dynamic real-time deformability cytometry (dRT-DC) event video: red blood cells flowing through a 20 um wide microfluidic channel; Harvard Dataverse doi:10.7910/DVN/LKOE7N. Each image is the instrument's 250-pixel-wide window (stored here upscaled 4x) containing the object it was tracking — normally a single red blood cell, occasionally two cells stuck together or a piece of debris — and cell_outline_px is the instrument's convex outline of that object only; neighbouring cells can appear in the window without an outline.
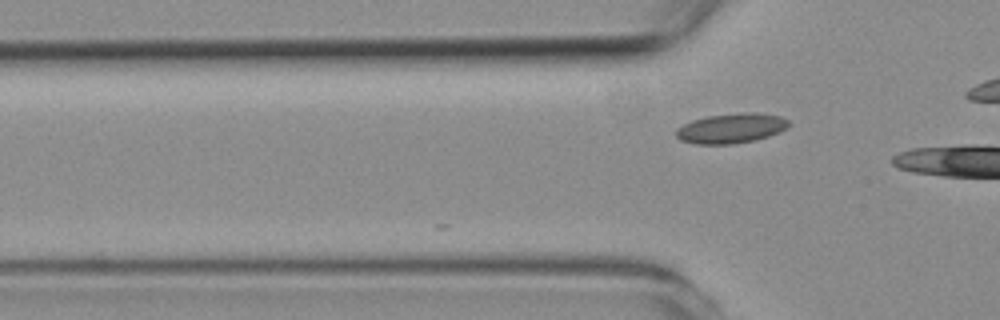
{"species": "common noctule bat (a hibernating species)", "species_latin": "Nyctalus noctula", "temperature_condition": "room temperature", "stored_images_in_passage": 6, "camera_frame_rate_fps": 3000, "um_per_image_px": 0.085, "animal": {"sex": "female", "body_mass_g": 19.3, "forearm_length_mm": 54.1}, "frame": {"image": 1, "passage_image": 3, "time_ms": 2.0, "image_size_px": [1000, 320], "cell_outline_px": [[792, 124], [780, 132], [768, 136], [752, 140], [732, 144], [696, 144], [680, 140], [676, 136], [676, 128], [692, 120], [708, 116], [744, 112], [756, 112], [780, 116], [788, 120]], "centroid_in_image_um": [62.16, 10.9], "position_along_channel_um": 63.6, "area_um2": 19.59}}
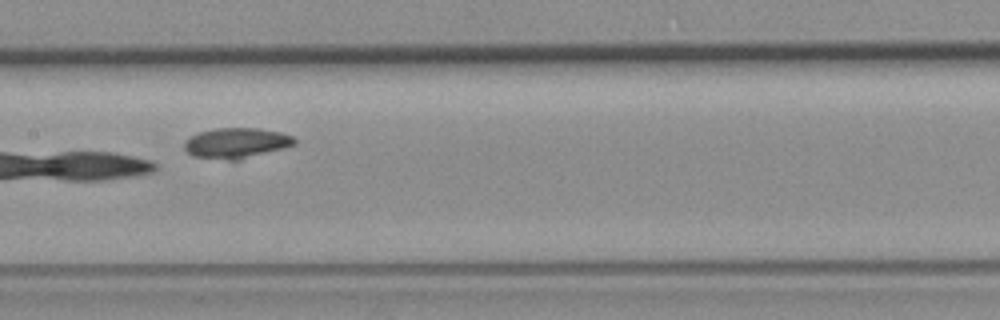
{"frame": {"image": 2, "passage_image": 6, "time_ms": 6.667, "image_size_px": [1000, 320], "cell_outline_px": [[296, 144], [284, 148], [240, 160], [228, 160], [192, 156], [184, 148], [184, 140], [200, 132], [216, 128], [256, 128], [280, 132], [292, 136], [296, 140]], "centroid_in_image_um": [20.09, 12.16], "position_along_channel_um": 187.3, "area_um2": 19.48}}